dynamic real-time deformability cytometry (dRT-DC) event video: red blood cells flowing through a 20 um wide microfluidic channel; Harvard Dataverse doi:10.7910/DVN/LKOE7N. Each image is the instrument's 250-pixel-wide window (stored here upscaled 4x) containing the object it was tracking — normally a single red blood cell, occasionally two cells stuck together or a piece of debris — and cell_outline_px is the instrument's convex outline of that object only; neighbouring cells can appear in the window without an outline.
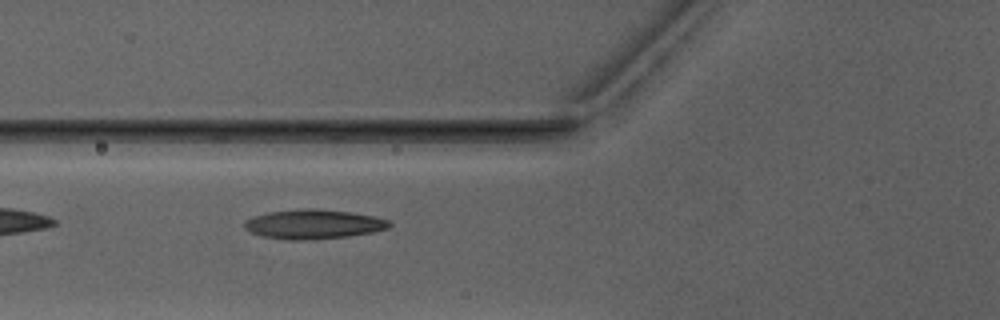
{"species": "Egyptian fruit bat (a non-hibernating species)", "species_latin": "Rousettus aegyptiacus", "temperature_condition": "warm", "stored_images_in_passage": 3, "camera_frame_rate_fps": 3000, "um_per_image_px": 0.085, "animal": {"sex": "male"}, "frame": {"image": 1, "passage_image": 3, "time_ms": 2.333, "image_size_px": [1000, 320], "cell_outline_px": [[392, 224], [388, 228], [372, 232], [348, 236], [304, 240], [292, 240], [264, 236], [252, 232], [244, 228], [244, 220], [252, 216], [268, 212], [304, 208], [316, 208], [352, 212], [376, 216], [388, 220]], "centroid_in_image_um": [26.65, 19.04], "position_along_channel_um": 99.1, "area_um2": 24.85}}